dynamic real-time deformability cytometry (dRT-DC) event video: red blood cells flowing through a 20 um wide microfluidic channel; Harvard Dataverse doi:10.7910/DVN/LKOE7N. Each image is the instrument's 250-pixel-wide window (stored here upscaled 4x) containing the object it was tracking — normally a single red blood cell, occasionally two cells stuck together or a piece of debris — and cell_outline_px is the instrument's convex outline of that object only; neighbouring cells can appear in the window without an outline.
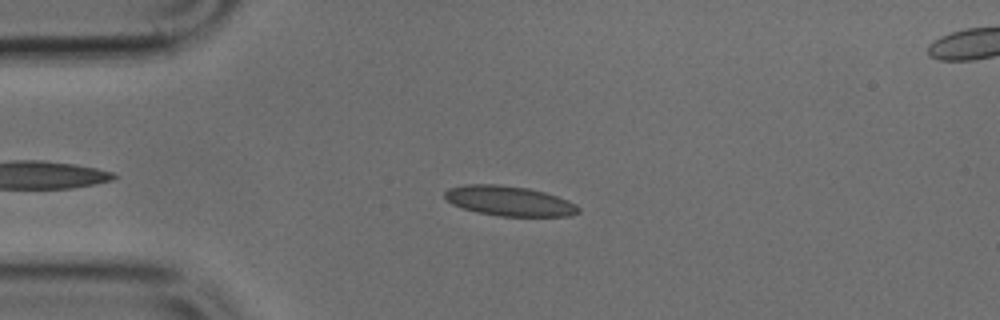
{"species": "common noctule bat (a hibernating species)", "species_latin": "Nyctalus noctula", "temperature_condition": "cold", "stored_images_in_passage": 44, "camera_frame_rate_fps": 3000, "um_per_image_px": 0.085, "animal": {"sex": "male", "body_mass_g": 17.9, "forearm_length_mm": 54.2}, "frame": {"image": 1, "passage_image": 10, "time_ms": 3.0, "image_size_px": [1000, 320], "cell_outline_px": [[580, 212], [568, 216], [500, 216], [476, 212], [452, 204], [444, 196], [444, 192], [448, 188], [464, 184], [496, 184], [528, 188], [544, 192], [568, 200], [576, 204], [580, 208]], "centroid_in_image_um": [43.28, 17.08], "position_along_channel_um": 41.7, "area_um2": 23.29}}
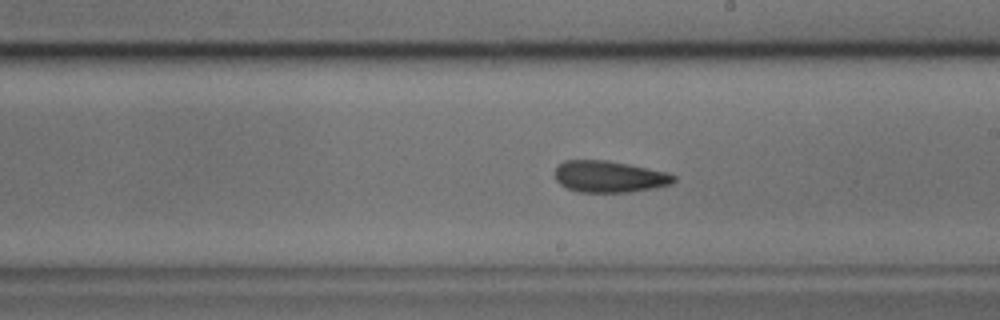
{"frame": {"image": 2, "passage_image": 26, "time_ms": 8.333, "image_size_px": [1000, 320], "cell_outline_px": [[676, 180], [672, 184], [656, 188], [628, 192], [580, 192], [568, 188], [560, 184], [556, 180], [556, 168], [564, 160], [608, 160], [668, 172], [676, 176]], "centroid_in_image_um": [51.83, 15.01], "position_along_channel_um": 237.2, "area_um2": 21.91}}
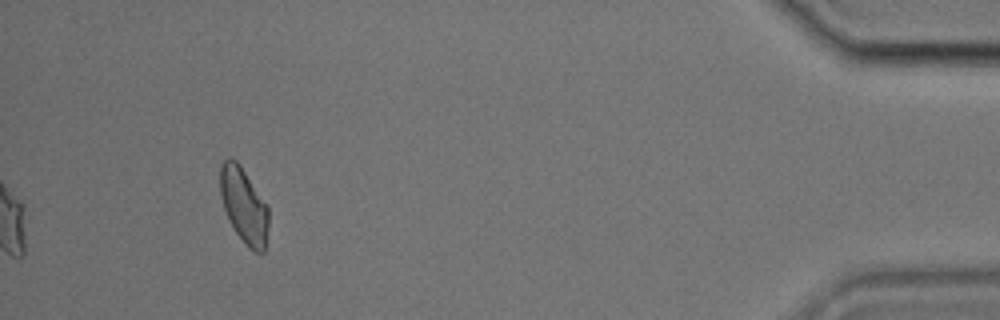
{"frame": {"image": 3, "passage_image": 44, "time_ms": 14.333, "image_size_px": [1000, 320], "cell_outline_px": [[268, 228], [264, 252], [252, 252], [248, 248], [236, 232], [228, 220], [224, 208], [220, 192], [220, 164], [228, 156], [232, 156], [240, 164], [268, 204]], "centroid_in_image_um": [20.73, 17.43], "position_along_channel_um": 414.5, "area_um2": 21.62}}